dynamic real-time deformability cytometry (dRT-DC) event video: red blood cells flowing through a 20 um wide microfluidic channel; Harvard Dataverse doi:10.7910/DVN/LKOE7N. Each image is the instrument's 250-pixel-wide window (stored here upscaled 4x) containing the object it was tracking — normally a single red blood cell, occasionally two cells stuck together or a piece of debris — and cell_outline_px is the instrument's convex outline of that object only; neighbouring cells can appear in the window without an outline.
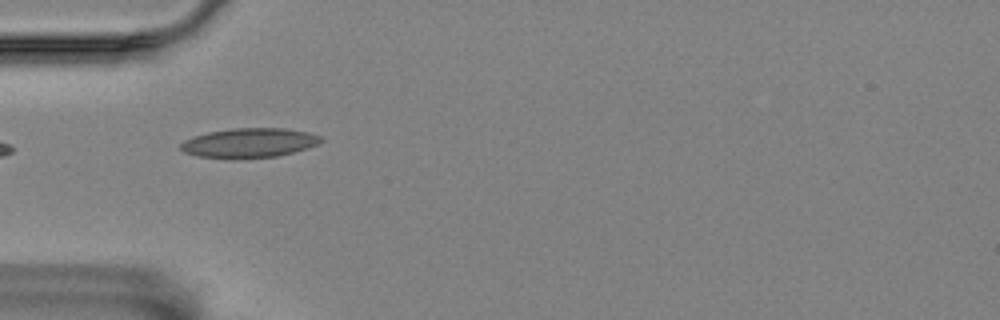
{"species": "Egyptian fruit bat (a non-hibernating species)", "species_latin": "Rousettus aegyptiacus", "temperature_condition": "room temperature", "stored_images_in_passage": 6, "camera_frame_rate_fps": 3000, "um_per_image_px": 0.085, "animal": {"sex": "female"}, "frame": {"image": 1, "passage_image": 5, "time_ms": 1.333, "image_size_px": [1000, 320], "cell_outline_px": [[324, 140], [320, 144], [308, 148], [276, 156], [232, 160], [196, 156], [184, 152], [180, 148], [180, 144], [184, 140], [192, 136], [208, 132], [232, 128], [284, 128], [308, 132], [320, 136]], "centroid_in_image_um": [21.16, 12.16], "position_along_channel_um": 63.8, "area_um2": 24.57}}
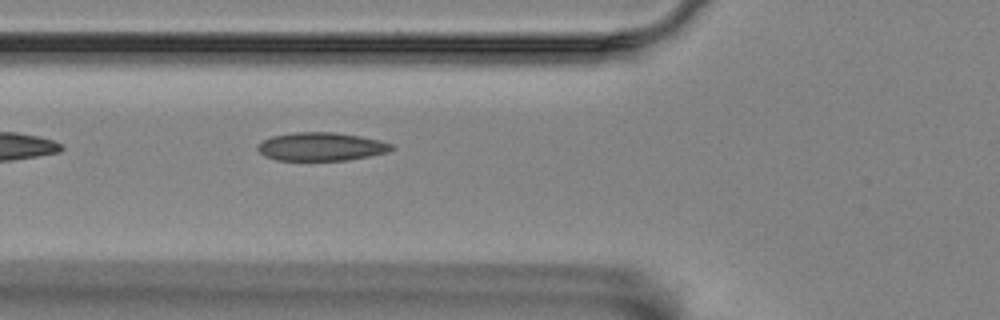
{"frame": {"image": 2, "passage_image": 6, "time_ms": 1.667, "image_size_px": [1000, 320], "cell_outline_px": [[396, 148], [388, 152], [348, 160], [276, 160], [264, 156], [256, 148], [256, 144], [272, 136], [292, 132], [332, 132], [360, 136], [380, 140], [392, 144]], "centroid_in_image_um": [27.29, 12.46], "position_along_channel_um": 98.5, "area_um2": 22.2}}